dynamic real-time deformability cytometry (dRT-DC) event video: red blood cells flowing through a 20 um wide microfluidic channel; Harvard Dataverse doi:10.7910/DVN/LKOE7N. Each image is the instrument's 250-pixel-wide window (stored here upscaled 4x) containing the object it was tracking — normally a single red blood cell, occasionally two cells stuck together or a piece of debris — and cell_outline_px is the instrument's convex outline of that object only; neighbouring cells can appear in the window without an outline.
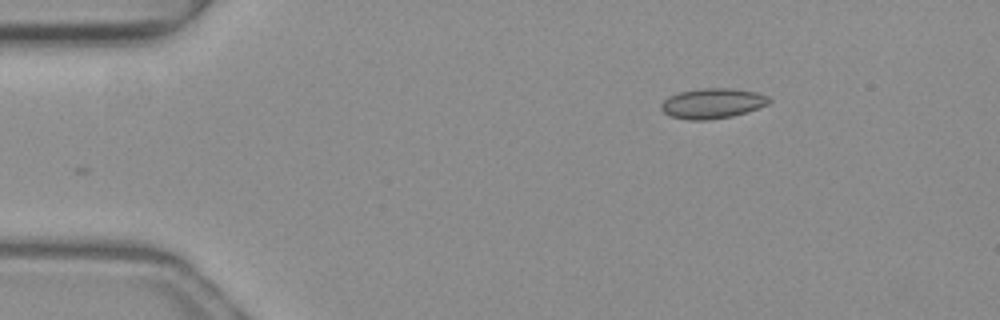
{"species": "common noctule bat (a hibernating species)", "species_latin": "Nyctalus noctula", "temperature_condition": "warm", "stored_images_in_passage": 38, "camera_frame_rate_fps": 3000, "um_per_image_px": 0.085, "animal": {"sex": "female", "body_mass_g": 19.3, "forearm_length_mm": 54.1}, "frame": {"image": 1, "passage_image": 1, "time_ms": 0.0, "image_size_px": [1000, 320], "cell_outline_px": [[772, 100], [768, 104], [732, 116], [708, 120], [688, 120], [668, 116], [660, 108], [660, 104], [668, 96], [680, 92], [704, 88], [728, 88], [756, 92], [768, 96]], "centroid_in_image_um": [60.52, 8.79], "position_along_channel_um": 24.5, "area_um2": 18.9}}
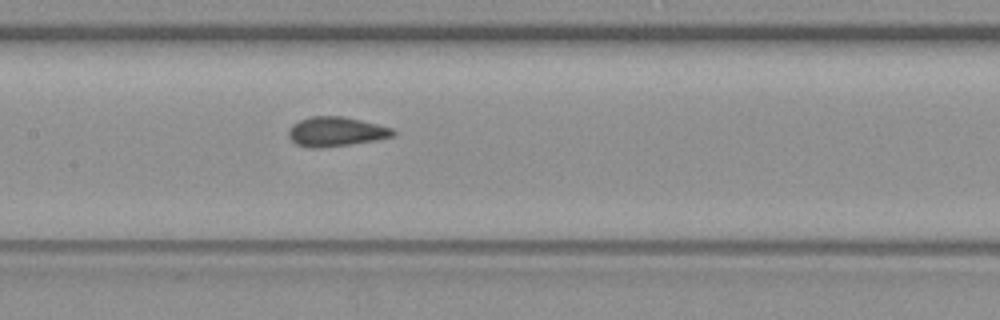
{"frame": {"image": 2, "passage_image": 18, "time_ms": 5.667, "image_size_px": [1000, 320], "cell_outline_px": [[396, 132], [392, 136], [372, 140], [348, 144], [320, 148], [312, 148], [296, 144], [288, 136], [288, 128], [292, 124], [300, 120], [312, 116], [340, 116], [360, 120], [392, 128]], "centroid_in_image_um": [28.49, 11.18], "position_along_channel_um": 178.9, "area_um2": 17.63}}
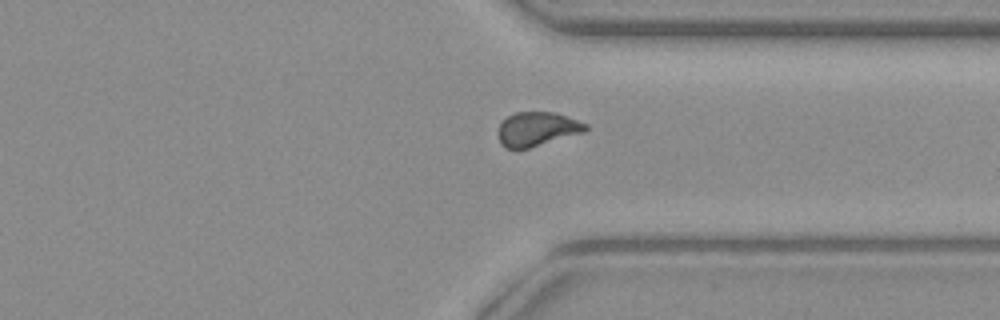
{"frame": {"image": 3, "passage_image": 32, "time_ms": 10.333, "image_size_px": [1000, 320], "cell_outline_px": [[588, 128], [584, 132], [528, 148], [504, 148], [500, 144], [496, 132], [500, 124], [508, 116], [516, 112], [556, 112], [588, 124]], "centroid_in_image_um": [45.63, 10.96], "position_along_channel_um": 365.8, "area_um2": 17.4}, "authors_computed_cell_mechanics": {"area_um2": 17.9758, "velocity_mm_per_s": 4.0268, "shape_relaxation_time_tau1_ms": null, "shape_relaxation_time_tau2_ms": 0.9303, "deformation_change_tau1": null, "deformation_change_tau2": 0.0445}}